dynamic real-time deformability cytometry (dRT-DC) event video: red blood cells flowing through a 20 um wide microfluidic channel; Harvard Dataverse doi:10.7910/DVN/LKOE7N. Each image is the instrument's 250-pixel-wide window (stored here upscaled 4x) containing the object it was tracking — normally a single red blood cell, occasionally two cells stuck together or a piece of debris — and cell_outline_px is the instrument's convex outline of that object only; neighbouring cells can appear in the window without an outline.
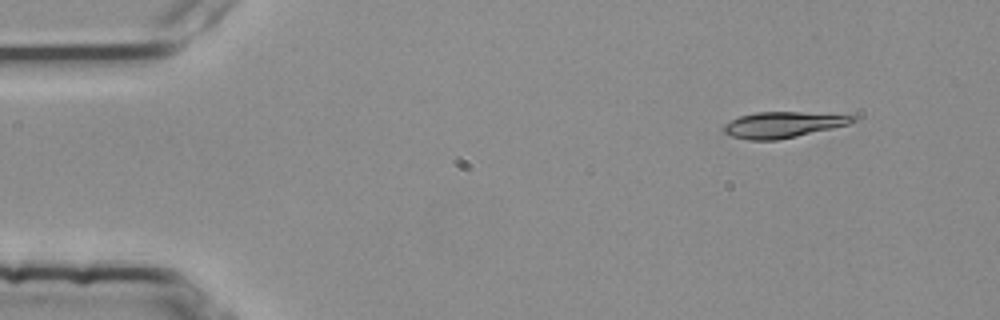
{"species": "common noctule bat (a hibernating species)", "species_latin": "Nyctalus noctula", "temperature_condition": "room temperature", "stored_images_in_passage": 5, "camera_frame_rate_fps": 3000, "um_per_image_px": 0.085, "animal": {"sex": "female", "body_mass_g": 25.1}, "frame": {"image": 1, "passage_image": 1, "time_ms": 0.0, "image_size_px": [1000, 320], "cell_outline_px": [[856, 120], [848, 124], [832, 128], [796, 136], [776, 140], [748, 140], [732, 136], [724, 132], [720, 128], [724, 124], [740, 116], [756, 112], [800, 112], [856, 116]], "centroid_in_image_um": [66.49, 10.6], "position_along_channel_um": 18.5, "area_um2": 19.25}}
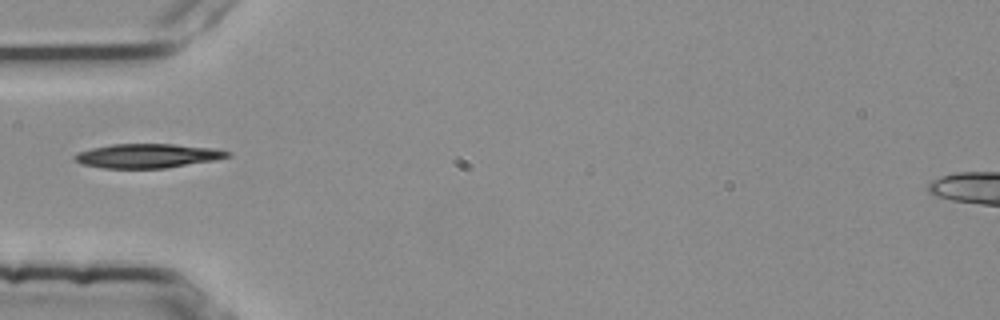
{"frame": {"image": 2, "passage_image": 4, "time_ms": 1.0, "image_size_px": [1000, 320], "cell_outline_px": [[232, 152], [228, 156], [216, 160], [164, 168], [104, 168], [80, 164], [72, 156], [80, 152], [92, 148], [112, 144], [172, 144], [216, 148]], "centroid_in_image_um": [12.55, 13.24], "position_along_channel_um": 72.4, "area_um2": 21.44}}